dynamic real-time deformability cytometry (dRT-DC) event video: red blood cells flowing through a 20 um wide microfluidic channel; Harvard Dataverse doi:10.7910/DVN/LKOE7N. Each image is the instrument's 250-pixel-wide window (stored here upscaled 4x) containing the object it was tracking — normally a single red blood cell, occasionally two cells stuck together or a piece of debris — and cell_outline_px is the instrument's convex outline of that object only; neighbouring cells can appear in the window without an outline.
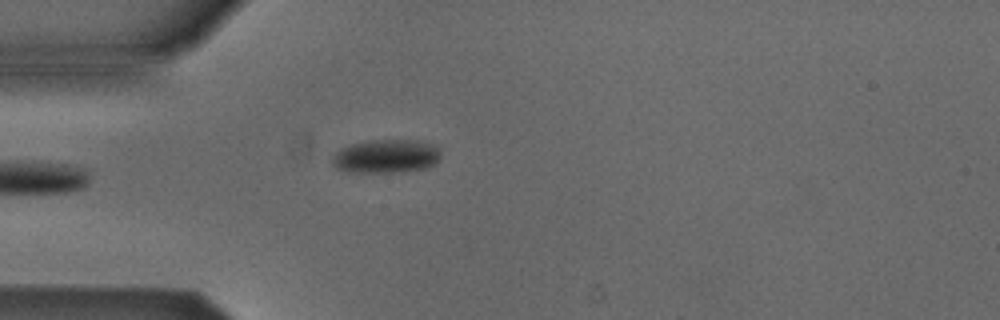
{"species": "Egyptian fruit bat (a non-hibernating species)", "species_latin": "Rousettus aegyptiacus", "temperature_condition": "cold", "stored_images_in_passage": 5, "camera_frame_rate_fps": 3000, "um_per_image_px": 0.085, "animal": {"sex": "male"}, "frame": {"image": 1, "passage_image": 5, "time_ms": 5.0, "image_size_px": [1000, 320], "cell_outline_px": [[440, 156], [432, 164], [424, 168], [392, 172], [352, 172], [336, 168], [332, 164], [332, 156], [340, 148], [352, 144], [372, 140], [416, 140], [432, 144], [440, 152]], "centroid_in_image_um": [32.76, 13.27], "position_along_channel_um": 52.2, "area_um2": 20.87}}